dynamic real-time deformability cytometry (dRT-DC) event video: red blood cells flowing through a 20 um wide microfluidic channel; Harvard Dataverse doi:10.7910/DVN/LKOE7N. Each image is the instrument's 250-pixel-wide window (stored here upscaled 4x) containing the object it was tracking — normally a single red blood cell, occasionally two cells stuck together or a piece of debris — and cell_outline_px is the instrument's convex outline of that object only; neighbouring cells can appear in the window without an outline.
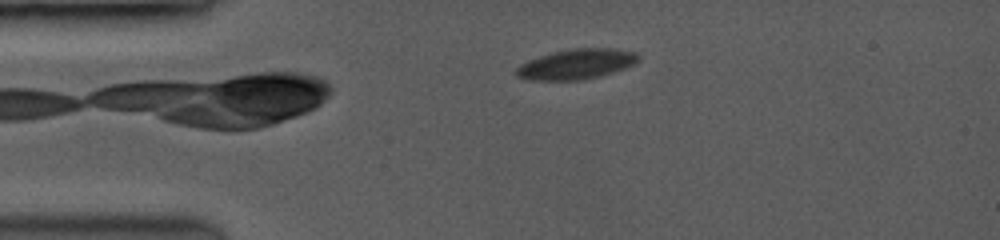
{"species": "common noctule bat (a hibernating species)", "species_latin": "Nyctalus noctula", "temperature_condition": "room temperature", "stored_images_in_passage": 33, "camera_frame_rate_fps": 3500, "um_per_image_px": 0.085, "animal": {"sex": "female", "body_mass_g": 19.0, "forearm_length_mm": 53.3}, "frame": {"image": 1, "passage_image": 1, "time_ms": 0.0, "image_size_px": [1000, 240], "cell_outline_px": [[636, 60], [632, 64], [624, 68], [596, 76], [576, 80], [532, 80], [516, 76], [516, 68], [520, 64], [540, 56], [556, 52], [576, 48], [604, 48], [636, 52]], "centroid_in_image_um": [48.92, 5.45], "position_along_channel_um": 36.1, "area_um2": 20.58}}
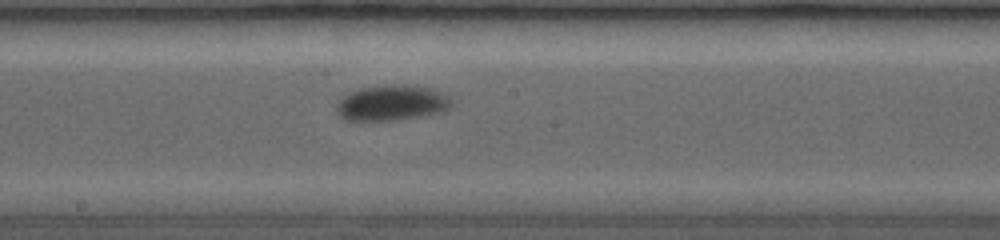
{"frame": {"image": 2, "passage_image": 22, "time_ms": 5.429, "image_size_px": [1000, 240], "cell_outline_px": [[448, 108], [436, 112], [416, 116], [392, 120], [348, 120], [340, 112], [340, 100], [344, 96], [360, 88], [392, 84], [408, 84], [424, 88], [444, 96], [448, 100]], "centroid_in_image_um": [33.23, 8.73], "position_along_channel_um": 215.0, "area_um2": 22.2}}
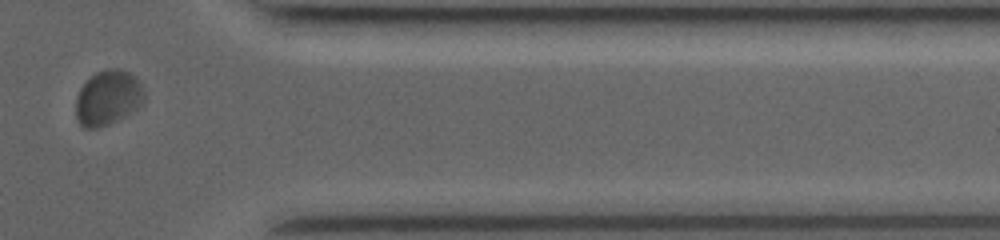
{"frame": {"image": 3, "passage_image": 30, "time_ms": 10.286, "image_size_px": [1000, 240], "cell_outline_px": [[144, 100], [132, 112], [108, 124], [96, 128], [84, 128], [80, 124], [76, 116], [76, 96], [80, 88], [96, 72], [104, 68], [120, 68], [128, 72], [144, 88]], "centroid_in_image_um": [9.16, 8.3], "position_along_channel_um": 402.2, "area_um2": 21.68}, "authors_computed_cell_mechanics": {"area_um2": 21.7906, "velocity_mm_per_s": 3.949, "shape_relaxation_time_tau1_ms": 2.2122, "shape_relaxation_time_tau2_ms": null, "deformation_change_tau1": 0.0916, "deformation_change_tau2": null}}